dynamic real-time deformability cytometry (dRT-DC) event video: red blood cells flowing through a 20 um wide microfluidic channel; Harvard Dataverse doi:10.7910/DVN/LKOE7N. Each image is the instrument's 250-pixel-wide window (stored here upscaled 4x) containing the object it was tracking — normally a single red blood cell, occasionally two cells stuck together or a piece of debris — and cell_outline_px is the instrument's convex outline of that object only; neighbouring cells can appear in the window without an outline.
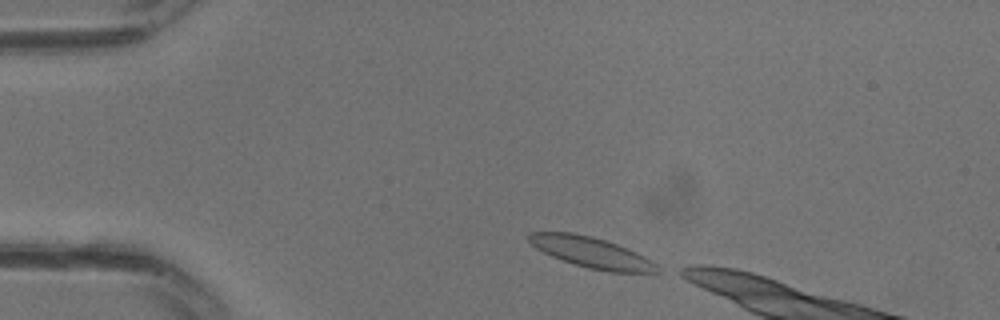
{"species": "common noctule bat (a hibernating species)", "species_latin": "Nyctalus noctula", "temperature_condition": "warm", "stored_images_in_passage": 9, "camera_frame_rate_fps": 3000, "um_per_image_px": 0.085, "animal": {"sex": "male", "body_mass_g": 13.3}, "frame": {"image": 1, "passage_image": 1, "time_ms": 0.0, "image_size_px": [1000, 320], "cell_outline_px": [[664, 268], [660, 272], [608, 272], [588, 268], [552, 256], [536, 248], [528, 240], [528, 232], [572, 232], [592, 236], [616, 244], [644, 256]], "centroid_in_image_um": [50.3, 21.46], "position_along_channel_um": 34.7, "area_um2": 22.77}}
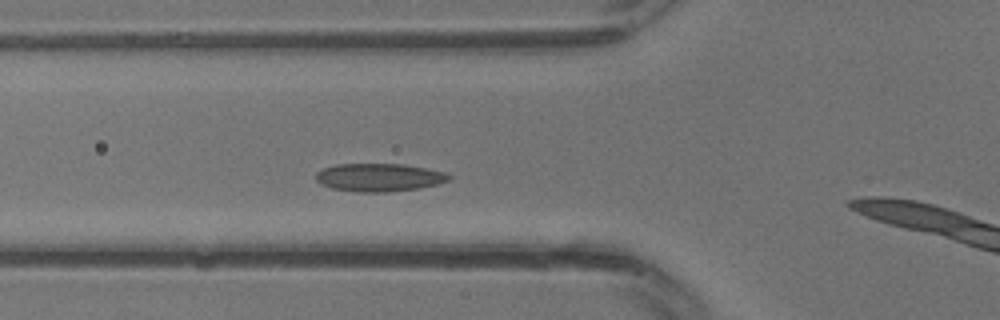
{"frame": {"image": 2, "passage_image": 6, "time_ms": 1.667, "image_size_px": [1000, 320], "cell_outline_px": [[452, 176], [448, 180], [436, 184], [420, 188], [388, 192], [360, 192], [332, 188], [320, 184], [316, 180], [316, 172], [324, 168], [336, 164], [400, 164], [424, 168], [444, 172]], "centroid_in_image_um": [32.19, 15.08], "position_along_channel_um": 93.6, "area_um2": 21.56}}
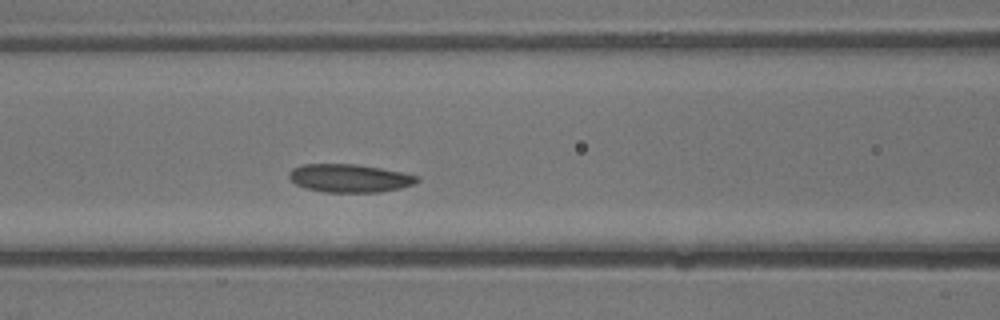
{"frame": {"image": 3, "passage_image": 8, "time_ms": 2.333, "image_size_px": [1000, 320], "cell_outline_px": [[420, 180], [416, 184], [400, 188], [380, 192], [324, 192], [308, 188], [296, 184], [288, 176], [288, 172], [292, 168], [300, 164], [356, 164], [380, 168], [420, 176]], "centroid_in_image_um": [29.73, 15.14], "position_along_channel_um": 136.9, "area_um2": 21.04}}